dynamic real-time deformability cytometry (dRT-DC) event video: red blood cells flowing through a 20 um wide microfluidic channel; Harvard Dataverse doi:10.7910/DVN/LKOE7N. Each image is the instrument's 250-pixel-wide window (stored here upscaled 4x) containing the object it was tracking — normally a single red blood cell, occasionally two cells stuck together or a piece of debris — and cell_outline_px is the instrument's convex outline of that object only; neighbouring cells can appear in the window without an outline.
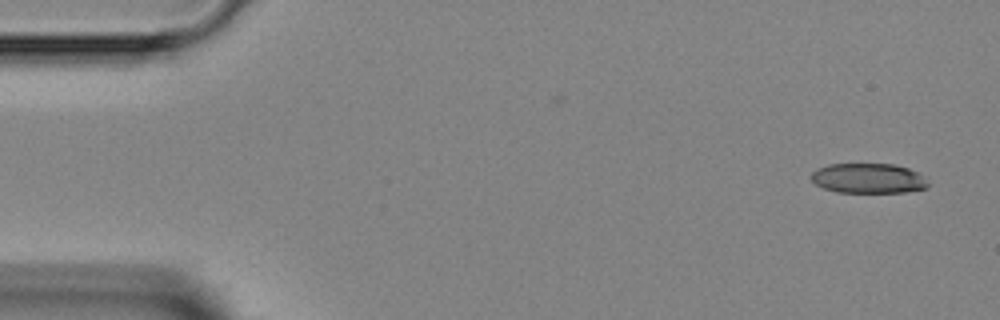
{"species": "Egyptian fruit bat (a non-hibernating species)", "species_latin": "Rousettus aegyptiacus", "temperature_condition": "room temperature", "stored_images_in_passage": 45, "camera_frame_rate_fps": 3000, "um_per_image_px": 0.085, "animal": {"sex": "female"}, "frame": {"image": 1, "passage_image": 1, "time_ms": 0.0, "image_size_px": [1000, 320], "cell_outline_px": [[928, 184], [924, 188], [904, 192], [836, 192], [824, 188], [816, 184], [812, 180], [812, 172], [816, 168], [828, 164], [892, 164], [908, 168], [924, 176]], "centroid_in_image_um": [73.78, 15.15], "position_along_channel_um": 11.2, "area_um2": 20.23}}
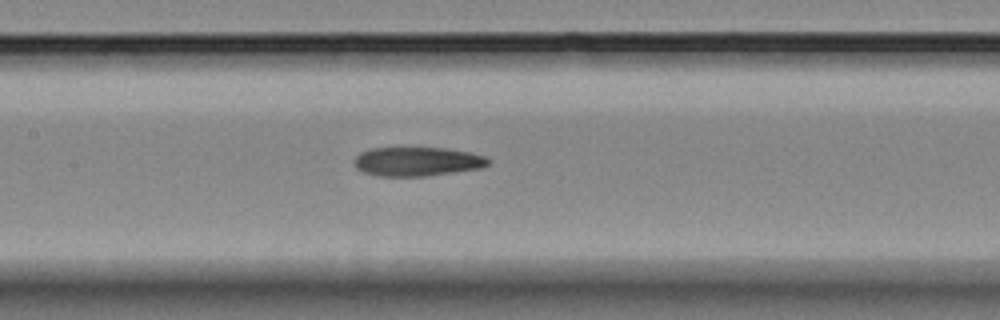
{"frame": {"image": 2, "passage_image": 20, "time_ms": 6.333, "image_size_px": [1000, 320], "cell_outline_px": [[488, 164], [484, 168], [424, 176], [380, 176], [364, 172], [356, 168], [352, 160], [360, 152], [368, 148], [448, 148], [468, 152], [484, 156], [488, 160]], "centroid_in_image_um": [35.42, 13.73], "position_along_channel_um": 172.0, "area_um2": 22.72}}
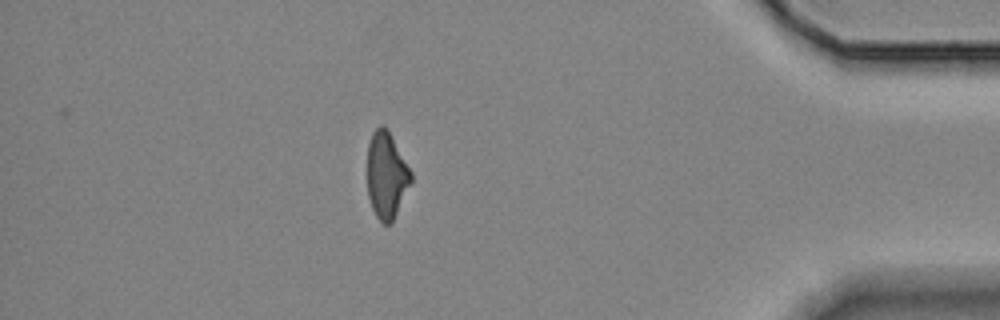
{"frame": {"image": 3, "passage_image": 39, "time_ms": 12.667, "image_size_px": [1000, 320], "cell_outline_px": [[412, 180], [392, 224], [384, 224], [376, 216], [372, 208], [368, 196], [368, 144], [372, 132], [380, 124], [384, 124], [388, 128], [412, 172]], "centroid_in_image_um": [32.86, 14.87], "position_along_channel_um": 402.3, "area_um2": 22.2}}